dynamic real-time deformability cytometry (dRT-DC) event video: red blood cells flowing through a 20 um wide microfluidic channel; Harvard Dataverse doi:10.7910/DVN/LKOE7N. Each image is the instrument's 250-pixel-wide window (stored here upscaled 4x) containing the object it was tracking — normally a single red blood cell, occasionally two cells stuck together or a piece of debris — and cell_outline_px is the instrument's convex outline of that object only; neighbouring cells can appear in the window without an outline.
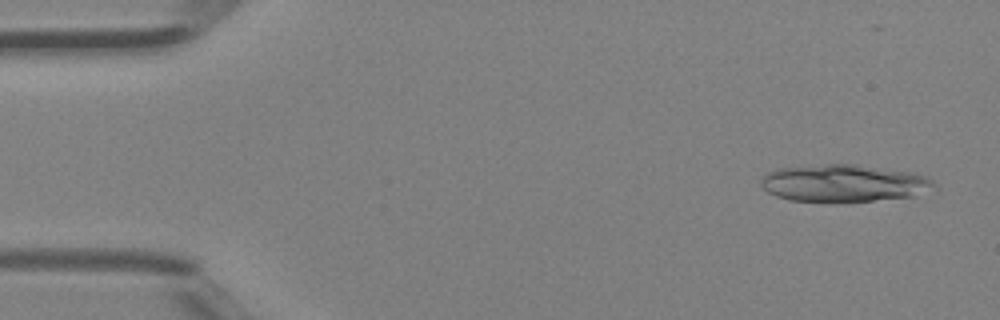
{"species": "Egyptian fruit bat (a non-hibernating species)", "species_latin": "Rousettus aegyptiacus", "temperature_condition": "room temperature", "stored_images_in_passage": 5, "camera_frame_rate_fps": 3000, "um_per_image_px": 0.085, "animal": {"sex": "female"}, "frame": {"image": 1, "passage_image": 1, "time_ms": 0.0, "image_size_px": [1000, 320], "cell_outline_px": [[936, 192], [916, 196], [872, 200], [788, 200], [776, 196], [768, 192], [760, 184], [760, 180], [768, 172], [780, 168], [828, 164], [856, 164], [908, 172], [924, 176], [932, 180], [936, 184]], "centroid_in_image_um": [71.79, 15.56], "position_along_channel_um": 13.2, "area_um2": 37.17}}